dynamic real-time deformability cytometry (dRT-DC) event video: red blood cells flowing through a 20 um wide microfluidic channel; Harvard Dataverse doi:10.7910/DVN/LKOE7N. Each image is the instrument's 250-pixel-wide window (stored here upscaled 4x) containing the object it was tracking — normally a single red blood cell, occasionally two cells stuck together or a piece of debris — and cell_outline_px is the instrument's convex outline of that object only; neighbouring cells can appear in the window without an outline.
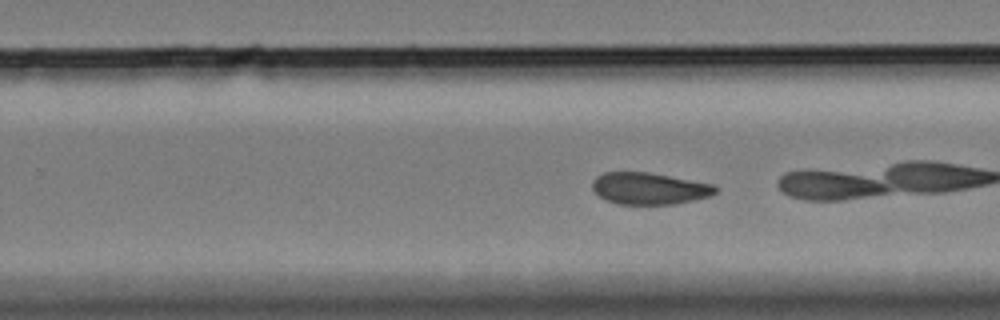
{"species": "Egyptian fruit bat (a non-hibernating species)", "species_latin": "Rousettus aegyptiacus", "temperature_condition": "cold", "stored_images_in_passage": 50, "camera_frame_rate_fps": 3000, "um_per_image_px": 0.085, "animal": {"sex": "female"}, "frame": {"image": 1, "passage_image": 36, "time_ms": 11.667, "image_size_px": [1000, 320], "cell_outline_px": [[720, 188], [712, 196], [672, 204], [620, 204], [608, 200], [600, 196], [592, 188], [592, 180], [596, 176], [604, 172], [648, 172], [716, 184]], "centroid_in_image_um": [55.24, 16.01], "position_along_channel_um": 274.6, "area_um2": 22.89}, "authors_computed_cell_mechanics": {"area_um2": 24.3916, "velocity_mm_per_s": 3.2901, "shape_relaxation_time_tau1_ms": 8.5567, "shape_relaxation_time_tau2_ms": 3.4278, "deformation_change_tau1": 0.1261, "deformation_change_tau2": 0.0823}}